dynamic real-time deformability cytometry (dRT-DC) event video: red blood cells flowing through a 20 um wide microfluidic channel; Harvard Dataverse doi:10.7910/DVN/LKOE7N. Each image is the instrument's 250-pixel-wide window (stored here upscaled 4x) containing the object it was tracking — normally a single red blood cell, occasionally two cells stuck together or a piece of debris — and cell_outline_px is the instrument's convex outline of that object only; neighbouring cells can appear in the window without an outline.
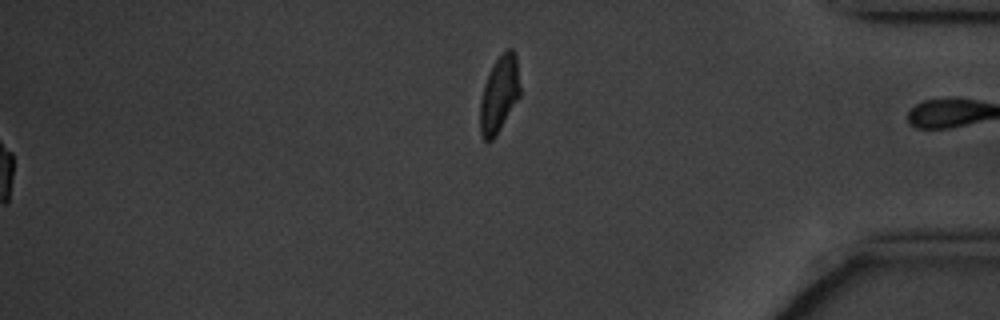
{"species": "common noctule bat (a hibernating species)", "species_latin": "Nyctalus noctula", "temperature_condition": "cold", "stored_images_in_passage": 58, "camera_frame_rate_fps": 3000, "um_per_image_px": 0.085, "animal": {"sex": "male", "body_mass_g": 20.1, "forearm_length_mm": 53.5}, "frame": {"image": 1, "passage_image": 58, "time_ms": 19.0, "image_size_px": [1000, 320], "cell_outline_px": [[520, 96], [496, 136], [492, 140], [484, 140], [480, 132], [480, 100], [484, 84], [492, 64], [504, 48], [512, 48], [516, 56], [520, 88]], "centroid_in_image_um": [42.43, 7.98], "position_along_channel_um": 392.8, "area_um2": 17.98}, "authors_computed_cell_mechanics": {"area_um2": 18.2648, "velocity_mm_per_s": 3.4452, "shape_relaxation_time_tau1_ms": 4.1184, "shape_relaxation_time_tau2_ms": null, "deformation_change_tau1": 0.1195, "deformation_change_tau2": null}}